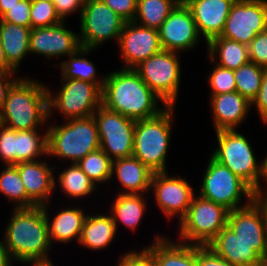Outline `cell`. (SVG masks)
Segmentation results:
<instances>
[{
    "label": "cell",
    "mask_w": 267,
    "mask_h": 266,
    "mask_svg": "<svg viewBox=\"0 0 267 266\" xmlns=\"http://www.w3.org/2000/svg\"><path fill=\"white\" fill-rule=\"evenodd\" d=\"M158 32L162 50L175 51L181 54L193 52L204 41L198 32L190 9L183 1L170 13Z\"/></svg>",
    "instance_id": "obj_16"
},
{
    "label": "cell",
    "mask_w": 267,
    "mask_h": 266,
    "mask_svg": "<svg viewBox=\"0 0 267 266\" xmlns=\"http://www.w3.org/2000/svg\"><path fill=\"white\" fill-rule=\"evenodd\" d=\"M47 85L39 78L21 76L11 87L2 109V125L13 130L47 129Z\"/></svg>",
    "instance_id": "obj_3"
},
{
    "label": "cell",
    "mask_w": 267,
    "mask_h": 266,
    "mask_svg": "<svg viewBox=\"0 0 267 266\" xmlns=\"http://www.w3.org/2000/svg\"><path fill=\"white\" fill-rule=\"evenodd\" d=\"M57 266V264L54 262L53 258L50 260H44V261H30L22 263V266Z\"/></svg>",
    "instance_id": "obj_52"
},
{
    "label": "cell",
    "mask_w": 267,
    "mask_h": 266,
    "mask_svg": "<svg viewBox=\"0 0 267 266\" xmlns=\"http://www.w3.org/2000/svg\"><path fill=\"white\" fill-rule=\"evenodd\" d=\"M255 108V109H254ZM251 109L256 111L261 123L267 127V68H264L262 74V84L256 95L251 102Z\"/></svg>",
    "instance_id": "obj_43"
},
{
    "label": "cell",
    "mask_w": 267,
    "mask_h": 266,
    "mask_svg": "<svg viewBox=\"0 0 267 266\" xmlns=\"http://www.w3.org/2000/svg\"><path fill=\"white\" fill-rule=\"evenodd\" d=\"M263 71L264 67L253 62H248L234 70L236 91L250 102L256 97L261 87Z\"/></svg>",
    "instance_id": "obj_36"
},
{
    "label": "cell",
    "mask_w": 267,
    "mask_h": 266,
    "mask_svg": "<svg viewBox=\"0 0 267 266\" xmlns=\"http://www.w3.org/2000/svg\"><path fill=\"white\" fill-rule=\"evenodd\" d=\"M196 187L186 177L172 172L153 173L149 195L156 209L167 221H179L186 215ZM154 199V200H153Z\"/></svg>",
    "instance_id": "obj_12"
},
{
    "label": "cell",
    "mask_w": 267,
    "mask_h": 266,
    "mask_svg": "<svg viewBox=\"0 0 267 266\" xmlns=\"http://www.w3.org/2000/svg\"><path fill=\"white\" fill-rule=\"evenodd\" d=\"M190 9L198 32L205 45L221 36L226 19L236 0H182Z\"/></svg>",
    "instance_id": "obj_22"
},
{
    "label": "cell",
    "mask_w": 267,
    "mask_h": 266,
    "mask_svg": "<svg viewBox=\"0 0 267 266\" xmlns=\"http://www.w3.org/2000/svg\"><path fill=\"white\" fill-rule=\"evenodd\" d=\"M0 72H17L7 61L0 43Z\"/></svg>",
    "instance_id": "obj_50"
},
{
    "label": "cell",
    "mask_w": 267,
    "mask_h": 266,
    "mask_svg": "<svg viewBox=\"0 0 267 266\" xmlns=\"http://www.w3.org/2000/svg\"><path fill=\"white\" fill-rule=\"evenodd\" d=\"M260 266H267V254L262 257V260L260 262Z\"/></svg>",
    "instance_id": "obj_54"
},
{
    "label": "cell",
    "mask_w": 267,
    "mask_h": 266,
    "mask_svg": "<svg viewBox=\"0 0 267 266\" xmlns=\"http://www.w3.org/2000/svg\"><path fill=\"white\" fill-rule=\"evenodd\" d=\"M95 51L97 52L98 49L81 46L63 61L57 62L55 67L60 70V75H58L60 79H76L95 83L102 90L107 73H99L96 63L89 59V56Z\"/></svg>",
    "instance_id": "obj_29"
},
{
    "label": "cell",
    "mask_w": 267,
    "mask_h": 266,
    "mask_svg": "<svg viewBox=\"0 0 267 266\" xmlns=\"http://www.w3.org/2000/svg\"><path fill=\"white\" fill-rule=\"evenodd\" d=\"M77 164L100 190L110 186L112 160L101 148L90 152Z\"/></svg>",
    "instance_id": "obj_35"
},
{
    "label": "cell",
    "mask_w": 267,
    "mask_h": 266,
    "mask_svg": "<svg viewBox=\"0 0 267 266\" xmlns=\"http://www.w3.org/2000/svg\"><path fill=\"white\" fill-rule=\"evenodd\" d=\"M176 109L177 106H168L154 118L136 121L133 156L154 173L169 170L167 159L173 141Z\"/></svg>",
    "instance_id": "obj_6"
},
{
    "label": "cell",
    "mask_w": 267,
    "mask_h": 266,
    "mask_svg": "<svg viewBox=\"0 0 267 266\" xmlns=\"http://www.w3.org/2000/svg\"><path fill=\"white\" fill-rule=\"evenodd\" d=\"M254 193H267V152L265 158V169H264V179L261 187L254 191Z\"/></svg>",
    "instance_id": "obj_53"
},
{
    "label": "cell",
    "mask_w": 267,
    "mask_h": 266,
    "mask_svg": "<svg viewBox=\"0 0 267 266\" xmlns=\"http://www.w3.org/2000/svg\"><path fill=\"white\" fill-rule=\"evenodd\" d=\"M96 210H94L95 212L88 211L81 230L78 246L97 253L98 251L111 248L110 245L114 243L119 235L117 234L113 218L107 209H105L106 212L101 207Z\"/></svg>",
    "instance_id": "obj_27"
},
{
    "label": "cell",
    "mask_w": 267,
    "mask_h": 266,
    "mask_svg": "<svg viewBox=\"0 0 267 266\" xmlns=\"http://www.w3.org/2000/svg\"><path fill=\"white\" fill-rule=\"evenodd\" d=\"M20 0H0V18Z\"/></svg>",
    "instance_id": "obj_51"
},
{
    "label": "cell",
    "mask_w": 267,
    "mask_h": 266,
    "mask_svg": "<svg viewBox=\"0 0 267 266\" xmlns=\"http://www.w3.org/2000/svg\"><path fill=\"white\" fill-rule=\"evenodd\" d=\"M0 163L16 165V130L0 126Z\"/></svg>",
    "instance_id": "obj_39"
},
{
    "label": "cell",
    "mask_w": 267,
    "mask_h": 266,
    "mask_svg": "<svg viewBox=\"0 0 267 266\" xmlns=\"http://www.w3.org/2000/svg\"><path fill=\"white\" fill-rule=\"evenodd\" d=\"M143 247L152 255L157 266H198L197 245L186 244L168 233H154ZM169 236V237H168Z\"/></svg>",
    "instance_id": "obj_25"
},
{
    "label": "cell",
    "mask_w": 267,
    "mask_h": 266,
    "mask_svg": "<svg viewBox=\"0 0 267 266\" xmlns=\"http://www.w3.org/2000/svg\"><path fill=\"white\" fill-rule=\"evenodd\" d=\"M227 226L261 256L267 254V225L262 210L252 201L246 207L229 211Z\"/></svg>",
    "instance_id": "obj_20"
},
{
    "label": "cell",
    "mask_w": 267,
    "mask_h": 266,
    "mask_svg": "<svg viewBox=\"0 0 267 266\" xmlns=\"http://www.w3.org/2000/svg\"><path fill=\"white\" fill-rule=\"evenodd\" d=\"M102 105L136 121L154 118L168 107L134 69L119 67L106 75Z\"/></svg>",
    "instance_id": "obj_2"
},
{
    "label": "cell",
    "mask_w": 267,
    "mask_h": 266,
    "mask_svg": "<svg viewBox=\"0 0 267 266\" xmlns=\"http://www.w3.org/2000/svg\"><path fill=\"white\" fill-rule=\"evenodd\" d=\"M198 266H235L219 257L208 246L197 245Z\"/></svg>",
    "instance_id": "obj_46"
},
{
    "label": "cell",
    "mask_w": 267,
    "mask_h": 266,
    "mask_svg": "<svg viewBox=\"0 0 267 266\" xmlns=\"http://www.w3.org/2000/svg\"><path fill=\"white\" fill-rule=\"evenodd\" d=\"M126 22L133 21L137 12V0H102Z\"/></svg>",
    "instance_id": "obj_45"
},
{
    "label": "cell",
    "mask_w": 267,
    "mask_h": 266,
    "mask_svg": "<svg viewBox=\"0 0 267 266\" xmlns=\"http://www.w3.org/2000/svg\"><path fill=\"white\" fill-rule=\"evenodd\" d=\"M206 50L207 57L215 64L231 70L250 62L248 45L221 36L211 39Z\"/></svg>",
    "instance_id": "obj_31"
},
{
    "label": "cell",
    "mask_w": 267,
    "mask_h": 266,
    "mask_svg": "<svg viewBox=\"0 0 267 266\" xmlns=\"http://www.w3.org/2000/svg\"><path fill=\"white\" fill-rule=\"evenodd\" d=\"M59 80L57 89L47 85L49 117L58 113L64 121L93 116L102 104V90L95 83L76 79Z\"/></svg>",
    "instance_id": "obj_9"
},
{
    "label": "cell",
    "mask_w": 267,
    "mask_h": 266,
    "mask_svg": "<svg viewBox=\"0 0 267 266\" xmlns=\"http://www.w3.org/2000/svg\"><path fill=\"white\" fill-rule=\"evenodd\" d=\"M47 157V129L16 131V164Z\"/></svg>",
    "instance_id": "obj_32"
},
{
    "label": "cell",
    "mask_w": 267,
    "mask_h": 266,
    "mask_svg": "<svg viewBox=\"0 0 267 266\" xmlns=\"http://www.w3.org/2000/svg\"><path fill=\"white\" fill-rule=\"evenodd\" d=\"M0 194L12 208H27V192L15 165H1Z\"/></svg>",
    "instance_id": "obj_34"
},
{
    "label": "cell",
    "mask_w": 267,
    "mask_h": 266,
    "mask_svg": "<svg viewBox=\"0 0 267 266\" xmlns=\"http://www.w3.org/2000/svg\"><path fill=\"white\" fill-rule=\"evenodd\" d=\"M31 28L8 23L0 19V43L8 63L18 72L30 56Z\"/></svg>",
    "instance_id": "obj_30"
},
{
    "label": "cell",
    "mask_w": 267,
    "mask_h": 266,
    "mask_svg": "<svg viewBox=\"0 0 267 266\" xmlns=\"http://www.w3.org/2000/svg\"><path fill=\"white\" fill-rule=\"evenodd\" d=\"M229 210L196 194L186 215L175 226L177 241L207 246L227 225Z\"/></svg>",
    "instance_id": "obj_8"
},
{
    "label": "cell",
    "mask_w": 267,
    "mask_h": 266,
    "mask_svg": "<svg viewBox=\"0 0 267 266\" xmlns=\"http://www.w3.org/2000/svg\"><path fill=\"white\" fill-rule=\"evenodd\" d=\"M206 158L199 189H196L197 194L203 199L222 205L229 211L249 205L253 201L254 191L211 155Z\"/></svg>",
    "instance_id": "obj_7"
},
{
    "label": "cell",
    "mask_w": 267,
    "mask_h": 266,
    "mask_svg": "<svg viewBox=\"0 0 267 266\" xmlns=\"http://www.w3.org/2000/svg\"><path fill=\"white\" fill-rule=\"evenodd\" d=\"M214 134L217 145L210 155L229 168L253 191L258 190L264 179L266 154L259 160L250 138L238 129L215 131Z\"/></svg>",
    "instance_id": "obj_5"
},
{
    "label": "cell",
    "mask_w": 267,
    "mask_h": 266,
    "mask_svg": "<svg viewBox=\"0 0 267 266\" xmlns=\"http://www.w3.org/2000/svg\"><path fill=\"white\" fill-rule=\"evenodd\" d=\"M48 157L35 161L19 162L15 166L27 192V208L54 203L55 161ZM51 163L52 164L51 166Z\"/></svg>",
    "instance_id": "obj_18"
},
{
    "label": "cell",
    "mask_w": 267,
    "mask_h": 266,
    "mask_svg": "<svg viewBox=\"0 0 267 266\" xmlns=\"http://www.w3.org/2000/svg\"><path fill=\"white\" fill-rule=\"evenodd\" d=\"M209 59V60H208ZM212 69L206 75V85L210 91L209 96L218 95L221 93H231L236 91V83L234 79V70L221 67L215 64L209 57L207 58Z\"/></svg>",
    "instance_id": "obj_37"
},
{
    "label": "cell",
    "mask_w": 267,
    "mask_h": 266,
    "mask_svg": "<svg viewBox=\"0 0 267 266\" xmlns=\"http://www.w3.org/2000/svg\"><path fill=\"white\" fill-rule=\"evenodd\" d=\"M57 165L59 164L55 165V180H54L55 194L59 192L58 194L60 196L61 194L64 195V197L62 196L61 199L63 200L66 199L65 201H67V203L68 202L70 203L72 201L71 203L76 204L77 202L78 204V201L80 200L83 201L85 199L83 204L84 206L86 204V200H88L90 197L96 198L95 195L96 194L98 195V193L100 192L99 188L82 171V169L77 163L60 164L59 165L60 168Z\"/></svg>",
    "instance_id": "obj_23"
},
{
    "label": "cell",
    "mask_w": 267,
    "mask_h": 266,
    "mask_svg": "<svg viewBox=\"0 0 267 266\" xmlns=\"http://www.w3.org/2000/svg\"><path fill=\"white\" fill-rule=\"evenodd\" d=\"M10 209L12 211L0 236H3L15 265L52 259L51 255L55 252L52 251L54 247L49 240L48 222L43 207Z\"/></svg>",
    "instance_id": "obj_1"
},
{
    "label": "cell",
    "mask_w": 267,
    "mask_h": 266,
    "mask_svg": "<svg viewBox=\"0 0 267 266\" xmlns=\"http://www.w3.org/2000/svg\"><path fill=\"white\" fill-rule=\"evenodd\" d=\"M117 47L118 57L123 61L120 68L125 69H134L162 50L158 30L134 21L125 22Z\"/></svg>",
    "instance_id": "obj_17"
},
{
    "label": "cell",
    "mask_w": 267,
    "mask_h": 266,
    "mask_svg": "<svg viewBox=\"0 0 267 266\" xmlns=\"http://www.w3.org/2000/svg\"><path fill=\"white\" fill-rule=\"evenodd\" d=\"M110 196L112 198H109V207H105L113 218L118 235H120L118 229L122 226L134 235L135 232L137 234L138 228H140L142 222L144 223V217L146 218V214H148L146 212L149 209L152 210L148 206L151 201L149 194H115Z\"/></svg>",
    "instance_id": "obj_26"
},
{
    "label": "cell",
    "mask_w": 267,
    "mask_h": 266,
    "mask_svg": "<svg viewBox=\"0 0 267 266\" xmlns=\"http://www.w3.org/2000/svg\"><path fill=\"white\" fill-rule=\"evenodd\" d=\"M84 2V0H53L56 13L62 21H67L71 16H76L77 12L79 13L77 14V19H79L82 14Z\"/></svg>",
    "instance_id": "obj_44"
},
{
    "label": "cell",
    "mask_w": 267,
    "mask_h": 266,
    "mask_svg": "<svg viewBox=\"0 0 267 266\" xmlns=\"http://www.w3.org/2000/svg\"><path fill=\"white\" fill-rule=\"evenodd\" d=\"M67 21L42 28H32L30 32V55L43 57L46 63L52 61L56 66V59L63 61L66 57L76 52L80 47L79 32L67 26ZM68 27V28H67ZM48 61V62H47Z\"/></svg>",
    "instance_id": "obj_14"
},
{
    "label": "cell",
    "mask_w": 267,
    "mask_h": 266,
    "mask_svg": "<svg viewBox=\"0 0 267 266\" xmlns=\"http://www.w3.org/2000/svg\"><path fill=\"white\" fill-rule=\"evenodd\" d=\"M45 1H48V2H50V3H53V0H45Z\"/></svg>",
    "instance_id": "obj_55"
},
{
    "label": "cell",
    "mask_w": 267,
    "mask_h": 266,
    "mask_svg": "<svg viewBox=\"0 0 267 266\" xmlns=\"http://www.w3.org/2000/svg\"><path fill=\"white\" fill-rule=\"evenodd\" d=\"M11 259L7 247L4 243L3 236L0 237V266H16Z\"/></svg>",
    "instance_id": "obj_48"
},
{
    "label": "cell",
    "mask_w": 267,
    "mask_h": 266,
    "mask_svg": "<svg viewBox=\"0 0 267 266\" xmlns=\"http://www.w3.org/2000/svg\"><path fill=\"white\" fill-rule=\"evenodd\" d=\"M180 56L183 55L179 52L161 50L134 68L141 79L168 106H177L180 98L183 78V62L180 60Z\"/></svg>",
    "instance_id": "obj_10"
},
{
    "label": "cell",
    "mask_w": 267,
    "mask_h": 266,
    "mask_svg": "<svg viewBox=\"0 0 267 266\" xmlns=\"http://www.w3.org/2000/svg\"><path fill=\"white\" fill-rule=\"evenodd\" d=\"M267 28V0H236L221 37L249 45Z\"/></svg>",
    "instance_id": "obj_15"
},
{
    "label": "cell",
    "mask_w": 267,
    "mask_h": 266,
    "mask_svg": "<svg viewBox=\"0 0 267 266\" xmlns=\"http://www.w3.org/2000/svg\"><path fill=\"white\" fill-rule=\"evenodd\" d=\"M250 62L267 68V28L248 45Z\"/></svg>",
    "instance_id": "obj_42"
},
{
    "label": "cell",
    "mask_w": 267,
    "mask_h": 266,
    "mask_svg": "<svg viewBox=\"0 0 267 266\" xmlns=\"http://www.w3.org/2000/svg\"><path fill=\"white\" fill-rule=\"evenodd\" d=\"M18 72H0V110L13 84L21 77Z\"/></svg>",
    "instance_id": "obj_47"
},
{
    "label": "cell",
    "mask_w": 267,
    "mask_h": 266,
    "mask_svg": "<svg viewBox=\"0 0 267 266\" xmlns=\"http://www.w3.org/2000/svg\"><path fill=\"white\" fill-rule=\"evenodd\" d=\"M55 205L56 204L52 205L50 202L49 204L42 206L48 222L49 240L51 245L54 249L58 244L70 246L74 242V244L76 243L78 245L81 230L88 214L87 211L89 210H86L87 208L82 206V204L75 205V203L71 205L65 204L67 206L60 204L62 205V208L59 205L58 208L54 210L55 207L53 206Z\"/></svg>",
    "instance_id": "obj_19"
},
{
    "label": "cell",
    "mask_w": 267,
    "mask_h": 266,
    "mask_svg": "<svg viewBox=\"0 0 267 266\" xmlns=\"http://www.w3.org/2000/svg\"><path fill=\"white\" fill-rule=\"evenodd\" d=\"M58 120L49 117L47 124V157L50 160L61 164L78 163L87 154L100 148L94 115L67 119L62 123Z\"/></svg>",
    "instance_id": "obj_4"
},
{
    "label": "cell",
    "mask_w": 267,
    "mask_h": 266,
    "mask_svg": "<svg viewBox=\"0 0 267 266\" xmlns=\"http://www.w3.org/2000/svg\"><path fill=\"white\" fill-rule=\"evenodd\" d=\"M30 18L31 29L51 27L62 22L54 4L45 0H31Z\"/></svg>",
    "instance_id": "obj_38"
},
{
    "label": "cell",
    "mask_w": 267,
    "mask_h": 266,
    "mask_svg": "<svg viewBox=\"0 0 267 266\" xmlns=\"http://www.w3.org/2000/svg\"><path fill=\"white\" fill-rule=\"evenodd\" d=\"M219 257L235 266H260L262 257L227 225L207 245Z\"/></svg>",
    "instance_id": "obj_28"
},
{
    "label": "cell",
    "mask_w": 267,
    "mask_h": 266,
    "mask_svg": "<svg viewBox=\"0 0 267 266\" xmlns=\"http://www.w3.org/2000/svg\"><path fill=\"white\" fill-rule=\"evenodd\" d=\"M100 148L113 161L133 156L136 120L107 109L102 104L94 113Z\"/></svg>",
    "instance_id": "obj_13"
},
{
    "label": "cell",
    "mask_w": 267,
    "mask_h": 266,
    "mask_svg": "<svg viewBox=\"0 0 267 266\" xmlns=\"http://www.w3.org/2000/svg\"><path fill=\"white\" fill-rule=\"evenodd\" d=\"M125 22L102 0L85 1L77 24L81 46L101 49L110 41L118 44Z\"/></svg>",
    "instance_id": "obj_11"
},
{
    "label": "cell",
    "mask_w": 267,
    "mask_h": 266,
    "mask_svg": "<svg viewBox=\"0 0 267 266\" xmlns=\"http://www.w3.org/2000/svg\"><path fill=\"white\" fill-rule=\"evenodd\" d=\"M182 0H137L134 22L153 29L162 23Z\"/></svg>",
    "instance_id": "obj_33"
},
{
    "label": "cell",
    "mask_w": 267,
    "mask_h": 266,
    "mask_svg": "<svg viewBox=\"0 0 267 266\" xmlns=\"http://www.w3.org/2000/svg\"><path fill=\"white\" fill-rule=\"evenodd\" d=\"M153 173L134 156L120 158L112 161L110 183L119 185L112 184V187H118L115 194H149Z\"/></svg>",
    "instance_id": "obj_24"
},
{
    "label": "cell",
    "mask_w": 267,
    "mask_h": 266,
    "mask_svg": "<svg viewBox=\"0 0 267 266\" xmlns=\"http://www.w3.org/2000/svg\"><path fill=\"white\" fill-rule=\"evenodd\" d=\"M140 247L121 251L115 266H157L152 255L142 245Z\"/></svg>",
    "instance_id": "obj_40"
},
{
    "label": "cell",
    "mask_w": 267,
    "mask_h": 266,
    "mask_svg": "<svg viewBox=\"0 0 267 266\" xmlns=\"http://www.w3.org/2000/svg\"><path fill=\"white\" fill-rule=\"evenodd\" d=\"M207 102L214 132L239 130L252 114L251 102L237 91L212 95Z\"/></svg>",
    "instance_id": "obj_21"
},
{
    "label": "cell",
    "mask_w": 267,
    "mask_h": 266,
    "mask_svg": "<svg viewBox=\"0 0 267 266\" xmlns=\"http://www.w3.org/2000/svg\"><path fill=\"white\" fill-rule=\"evenodd\" d=\"M253 201L262 210L265 222L267 224V193H254Z\"/></svg>",
    "instance_id": "obj_49"
},
{
    "label": "cell",
    "mask_w": 267,
    "mask_h": 266,
    "mask_svg": "<svg viewBox=\"0 0 267 266\" xmlns=\"http://www.w3.org/2000/svg\"><path fill=\"white\" fill-rule=\"evenodd\" d=\"M31 0H20L0 18L2 21L31 28Z\"/></svg>",
    "instance_id": "obj_41"
}]
</instances>
